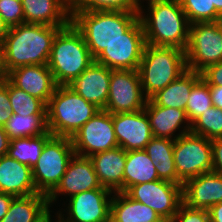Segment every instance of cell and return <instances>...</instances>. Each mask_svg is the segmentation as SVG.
<instances>
[{"label":"cell","instance_id":"obj_1","mask_svg":"<svg viewBox=\"0 0 222 222\" xmlns=\"http://www.w3.org/2000/svg\"><path fill=\"white\" fill-rule=\"evenodd\" d=\"M146 6L147 11L145 8L138 11L146 44L176 47L185 51L189 42L190 23L180 0H153Z\"/></svg>","mask_w":222,"mask_h":222},{"label":"cell","instance_id":"obj_2","mask_svg":"<svg viewBox=\"0 0 222 222\" xmlns=\"http://www.w3.org/2000/svg\"><path fill=\"white\" fill-rule=\"evenodd\" d=\"M61 28L27 23L10 27L2 44L7 72L20 66L48 64L54 37Z\"/></svg>","mask_w":222,"mask_h":222},{"label":"cell","instance_id":"obj_3","mask_svg":"<svg viewBox=\"0 0 222 222\" xmlns=\"http://www.w3.org/2000/svg\"><path fill=\"white\" fill-rule=\"evenodd\" d=\"M71 22L82 33L95 60L110 43L122 37L138 19L139 12L70 10Z\"/></svg>","mask_w":222,"mask_h":222},{"label":"cell","instance_id":"obj_4","mask_svg":"<svg viewBox=\"0 0 222 222\" xmlns=\"http://www.w3.org/2000/svg\"><path fill=\"white\" fill-rule=\"evenodd\" d=\"M93 61L82 33L72 22L57 32L47 64L57 85L70 84Z\"/></svg>","mask_w":222,"mask_h":222},{"label":"cell","instance_id":"obj_5","mask_svg":"<svg viewBox=\"0 0 222 222\" xmlns=\"http://www.w3.org/2000/svg\"><path fill=\"white\" fill-rule=\"evenodd\" d=\"M101 109L68 85H57L47 109V128L53 136L72 137Z\"/></svg>","mask_w":222,"mask_h":222},{"label":"cell","instance_id":"obj_6","mask_svg":"<svg viewBox=\"0 0 222 222\" xmlns=\"http://www.w3.org/2000/svg\"><path fill=\"white\" fill-rule=\"evenodd\" d=\"M186 70L184 50L146 44L138 68L145 97L150 99Z\"/></svg>","mask_w":222,"mask_h":222},{"label":"cell","instance_id":"obj_7","mask_svg":"<svg viewBox=\"0 0 222 222\" xmlns=\"http://www.w3.org/2000/svg\"><path fill=\"white\" fill-rule=\"evenodd\" d=\"M75 151L70 137L52 136L32 168L38 193L48 196L58 185Z\"/></svg>","mask_w":222,"mask_h":222},{"label":"cell","instance_id":"obj_8","mask_svg":"<svg viewBox=\"0 0 222 222\" xmlns=\"http://www.w3.org/2000/svg\"><path fill=\"white\" fill-rule=\"evenodd\" d=\"M173 155L179 185L212 171V143L201 135L188 132L175 139Z\"/></svg>","mask_w":222,"mask_h":222},{"label":"cell","instance_id":"obj_9","mask_svg":"<svg viewBox=\"0 0 222 222\" xmlns=\"http://www.w3.org/2000/svg\"><path fill=\"white\" fill-rule=\"evenodd\" d=\"M185 56L187 69L199 73L222 61V33L216 22L190 24Z\"/></svg>","mask_w":222,"mask_h":222},{"label":"cell","instance_id":"obj_10","mask_svg":"<svg viewBox=\"0 0 222 222\" xmlns=\"http://www.w3.org/2000/svg\"><path fill=\"white\" fill-rule=\"evenodd\" d=\"M145 46L143 26L138 19L121 38L106 46L94 61L112 70H138Z\"/></svg>","mask_w":222,"mask_h":222},{"label":"cell","instance_id":"obj_11","mask_svg":"<svg viewBox=\"0 0 222 222\" xmlns=\"http://www.w3.org/2000/svg\"><path fill=\"white\" fill-rule=\"evenodd\" d=\"M113 193L108 188H96L78 193L67 198L66 202L69 203L64 206V212L61 208L56 213L61 222H110ZM63 213H67V216Z\"/></svg>","mask_w":222,"mask_h":222},{"label":"cell","instance_id":"obj_12","mask_svg":"<svg viewBox=\"0 0 222 222\" xmlns=\"http://www.w3.org/2000/svg\"><path fill=\"white\" fill-rule=\"evenodd\" d=\"M75 154L85 157L118 147L112 114L101 109L72 137Z\"/></svg>","mask_w":222,"mask_h":222},{"label":"cell","instance_id":"obj_13","mask_svg":"<svg viewBox=\"0 0 222 222\" xmlns=\"http://www.w3.org/2000/svg\"><path fill=\"white\" fill-rule=\"evenodd\" d=\"M147 100L138 70H112L109 95L103 110L111 114L135 112L144 109Z\"/></svg>","mask_w":222,"mask_h":222},{"label":"cell","instance_id":"obj_14","mask_svg":"<svg viewBox=\"0 0 222 222\" xmlns=\"http://www.w3.org/2000/svg\"><path fill=\"white\" fill-rule=\"evenodd\" d=\"M130 198L151 207L161 218H170L183 203V185L156 180L131 186L125 192Z\"/></svg>","mask_w":222,"mask_h":222},{"label":"cell","instance_id":"obj_15","mask_svg":"<svg viewBox=\"0 0 222 222\" xmlns=\"http://www.w3.org/2000/svg\"><path fill=\"white\" fill-rule=\"evenodd\" d=\"M102 187L89 157L74 154L56 188L47 196L49 207L61 195L70 198L78 193ZM68 195V196H67Z\"/></svg>","mask_w":222,"mask_h":222},{"label":"cell","instance_id":"obj_16","mask_svg":"<svg viewBox=\"0 0 222 222\" xmlns=\"http://www.w3.org/2000/svg\"><path fill=\"white\" fill-rule=\"evenodd\" d=\"M118 146L125 151L144 150L153 137L145 109L112 114Z\"/></svg>","mask_w":222,"mask_h":222},{"label":"cell","instance_id":"obj_17","mask_svg":"<svg viewBox=\"0 0 222 222\" xmlns=\"http://www.w3.org/2000/svg\"><path fill=\"white\" fill-rule=\"evenodd\" d=\"M7 79L27 94L40 99L46 106L57 87L47 64L17 67L8 72Z\"/></svg>","mask_w":222,"mask_h":222},{"label":"cell","instance_id":"obj_18","mask_svg":"<svg viewBox=\"0 0 222 222\" xmlns=\"http://www.w3.org/2000/svg\"><path fill=\"white\" fill-rule=\"evenodd\" d=\"M112 69L95 61L68 86L86 101L104 109L107 103Z\"/></svg>","mask_w":222,"mask_h":222},{"label":"cell","instance_id":"obj_19","mask_svg":"<svg viewBox=\"0 0 222 222\" xmlns=\"http://www.w3.org/2000/svg\"><path fill=\"white\" fill-rule=\"evenodd\" d=\"M222 202V175L203 173L183 184V203L194 209L208 210Z\"/></svg>","mask_w":222,"mask_h":222},{"label":"cell","instance_id":"obj_20","mask_svg":"<svg viewBox=\"0 0 222 222\" xmlns=\"http://www.w3.org/2000/svg\"><path fill=\"white\" fill-rule=\"evenodd\" d=\"M144 109L154 137L175 140L190 132L191 123L185 110L158 106L150 99L147 100ZM177 130L179 133L176 134Z\"/></svg>","mask_w":222,"mask_h":222},{"label":"cell","instance_id":"obj_21","mask_svg":"<svg viewBox=\"0 0 222 222\" xmlns=\"http://www.w3.org/2000/svg\"><path fill=\"white\" fill-rule=\"evenodd\" d=\"M126 155L127 151L118 146L89 157L102 187L108 188L112 192H124Z\"/></svg>","mask_w":222,"mask_h":222},{"label":"cell","instance_id":"obj_22","mask_svg":"<svg viewBox=\"0 0 222 222\" xmlns=\"http://www.w3.org/2000/svg\"><path fill=\"white\" fill-rule=\"evenodd\" d=\"M24 23L66 27L71 22L68 0H21Z\"/></svg>","mask_w":222,"mask_h":222},{"label":"cell","instance_id":"obj_23","mask_svg":"<svg viewBox=\"0 0 222 222\" xmlns=\"http://www.w3.org/2000/svg\"><path fill=\"white\" fill-rule=\"evenodd\" d=\"M0 192L13 196L38 193L33 180L32 168L9 155L0 157Z\"/></svg>","mask_w":222,"mask_h":222},{"label":"cell","instance_id":"obj_24","mask_svg":"<svg viewBox=\"0 0 222 222\" xmlns=\"http://www.w3.org/2000/svg\"><path fill=\"white\" fill-rule=\"evenodd\" d=\"M201 78V73L187 69L176 80L154 94L150 100L158 106L186 110L192 87Z\"/></svg>","mask_w":222,"mask_h":222},{"label":"cell","instance_id":"obj_25","mask_svg":"<svg viewBox=\"0 0 222 222\" xmlns=\"http://www.w3.org/2000/svg\"><path fill=\"white\" fill-rule=\"evenodd\" d=\"M48 198L41 193L16 196L0 222H39L51 210Z\"/></svg>","mask_w":222,"mask_h":222},{"label":"cell","instance_id":"obj_26","mask_svg":"<svg viewBox=\"0 0 222 222\" xmlns=\"http://www.w3.org/2000/svg\"><path fill=\"white\" fill-rule=\"evenodd\" d=\"M160 215L151 207L130 198L125 192H114L110 222H156Z\"/></svg>","mask_w":222,"mask_h":222},{"label":"cell","instance_id":"obj_27","mask_svg":"<svg viewBox=\"0 0 222 222\" xmlns=\"http://www.w3.org/2000/svg\"><path fill=\"white\" fill-rule=\"evenodd\" d=\"M174 141L153 136L145 146L144 151L156 165V172L160 180L178 184L173 155Z\"/></svg>","mask_w":222,"mask_h":222},{"label":"cell","instance_id":"obj_28","mask_svg":"<svg viewBox=\"0 0 222 222\" xmlns=\"http://www.w3.org/2000/svg\"><path fill=\"white\" fill-rule=\"evenodd\" d=\"M160 180L156 165L144 150L127 151L124 168V192L131 186Z\"/></svg>","mask_w":222,"mask_h":222},{"label":"cell","instance_id":"obj_29","mask_svg":"<svg viewBox=\"0 0 222 222\" xmlns=\"http://www.w3.org/2000/svg\"><path fill=\"white\" fill-rule=\"evenodd\" d=\"M52 136L53 135L47 131L36 137L11 139L7 155L33 168L41 156L45 143Z\"/></svg>","mask_w":222,"mask_h":222},{"label":"cell","instance_id":"obj_30","mask_svg":"<svg viewBox=\"0 0 222 222\" xmlns=\"http://www.w3.org/2000/svg\"><path fill=\"white\" fill-rule=\"evenodd\" d=\"M4 129L10 140L15 138L36 137L48 131L47 116H22L12 113Z\"/></svg>","mask_w":222,"mask_h":222},{"label":"cell","instance_id":"obj_31","mask_svg":"<svg viewBox=\"0 0 222 222\" xmlns=\"http://www.w3.org/2000/svg\"><path fill=\"white\" fill-rule=\"evenodd\" d=\"M8 96L11 103V112L22 115H46L47 106L24 90L14 86L8 80Z\"/></svg>","mask_w":222,"mask_h":222},{"label":"cell","instance_id":"obj_32","mask_svg":"<svg viewBox=\"0 0 222 222\" xmlns=\"http://www.w3.org/2000/svg\"><path fill=\"white\" fill-rule=\"evenodd\" d=\"M190 132L210 140L222 138V109L210 107L191 123Z\"/></svg>","mask_w":222,"mask_h":222},{"label":"cell","instance_id":"obj_33","mask_svg":"<svg viewBox=\"0 0 222 222\" xmlns=\"http://www.w3.org/2000/svg\"><path fill=\"white\" fill-rule=\"evenodd\" d=\"M213 106L210 87L201 78L193 87L186 105V115L190 123Z\"/></svg>","mask_w":222,"mask_h":222},{"label":"cell","instance_id":"obj_34","mask_svg":"<svg viewBox=\"0 0 222 222\" xmlns=\"http://www.w3.org/2000/svg\"><path fill=\"white\" fill-rule=\"evenodd\" d=\"M183 11L190 24L197 22H215L220 15L211 0H180Z\"/></svg>","mask_w":222,"mask_h":222},{"label":"cell","instance_id":"obj_35","mask_svg":"<svg viewBox=\"0 0 222 222\" xmlns=\"http://www.w3.org/2000/svg\"><path fill=\"white\" fill-rule=\"evenodd\" d=\"M70 10L138 12L129 0H71Z\"/></svg>","mask_w":222,"mask_h":222},{"label":"cell","instance_id":"obj_36","mask_svg":"<svg viewBox=\"0 0 222 222\" xmlns=\"http://www.w3.org/2000/svg\"><path fill=\"white\" fill-rule=\"evenodd\" d=\"M0 16L9 27L24 23L21 0H0Z\"/></svg>","mask_w":222,"mask_h":222},{"label":"cell","instance_id":"obj_37","mask_svg":"<svg viewBox=\"0 0 222 222\" xmlns=\"http://www.w3.org/2000/svg\"><path fill=\"white\" fill-rule=\"evenodd\" d=\"M173 222H210L208 210L194 209L182 203L173 216Z\"/></svg>","mask_w":222,"mask_h":222},{"label":"cell","instance_id":"obj_38","mask_svg":"<svg viewBox=\"0 0 222 222\" xmlns=\"http://www.w3.org/2000/svg\"><path fill=\"white\" fill-rule=\"evenodd\" d=\"M11 103L8 96V79L0 81V126H5L11 117Z\"/></svg>","mask_w":222,"mask_h":222},{"label":"cell","instance_id":"obj_39","mask_svg":"<svg viewBox=\"0 0 222 222\" xmlns=\"http://www.w3.org/2000/svg\"><path fill=\"white\" fill-rule=\"evenodd\" d=\"M202 79L209 86H221L222 85V61L208 66L201 72Z\"/></svg>","mask_w":222,"mask_h":222},{"label":"cell","instance_id":"obj_40","mask_svg":"<svg viewBox=\"0 0 222 222\" xmlns=\"http://www.w3.org/2000/svg\"><path fill=\"white\" fill-rule=\"evenodd\" d=\"M212 143V171L222 175V138L211 140Z\"/></svg>","mask_w":222,"mask_h":222},{"label":"cell","instance_id":"obj_41","mask_svg":"<svg viewBox=\"0 0 222 222\" xmlns=\"http://www.w3.org/2000/svg\"><path fill=\"white\" fill-rule=\"evenodd\" d=\"M14 197L15 196H13L11 194L0 192V221L5 216V214L8 212L9 206H10L12 199Z\"/></svg>","mask_w":222,"mask_h":222},{"label":"cell","instance_id":"obj_42","mask_svg":"<svg viewBox=\"0 0 222 222\" xmlns=\"http://www.w3.org/2000/svg\"><path fill=\"white\" fill-rule=\"evenodd\" d=\"M209 87L213 106L222 109V85Z\"/></svg>","mask_w":222,"mask_h":222},{"label":"cell","instance_id":"obj_43","mask_svg":"<svg viewBox=\"0 0 222 222\" xmlns=\"http://www.w3.org/2000/svg\"><path fill=\"white\" fill-rule=\"evenodd\" d=\"M10 138L3 126H0V157L8 153Z\"/></svg>","mask_w":222,"mask_h":222},{"label":"cell","instance_id":"obj_44","mask_svg":"<svg viewBox=\"0 0 222 222\" xmlns=\"http://www.w3.org/2000/svg\"><path fill=\"white\" fill-rule=\"evenodd\" d=\"M210 222H222V202L208 209Z\"/></svg>","mask_w":222,"mask_h":222},{"label":"cell","instance_id":"obj_45","mask_svg":"<svg viewBox=\"0 0 222 222\" xmlns=\"http://www.w3.org/2000/svg\"><path fill=\"white\" fill-rule=\"evenodd\" d=\"M8 72L5 68L4 63V52L2 48V44H0V81H3L5 78H7Z\"/></svg>","mask_w":222,"mask_h":222},{"label":"cell","instance_id":"obj_46","mask_svg":"<svg viewBox=\"0 0 222 222\" xmlns=\"http://www.w3.org/2000/svg\"><path fill=\"white\" fill-rule=\"evenodd\" d=\"M9 26L4 22L3 18L0 16V44H3L4 39L9 31Z\"/></svg>","mask_w":222,"mask_h":222},{"label":"cell","instance_id":"obj_47","mask_svg":"<svg viewBox=\"0 0 222 222\" xmlns=\"http://www.w3.org/2000/svg\"><path fill=\"white\" fill-rule=\"evenodd\" d=\"M52 209L51 211L39 222H52L53 220H56L55 222H61L58 213H55V217H57L56 219H51L52 217H54V215H51L52 213Z\"/></svg>","mask_w":222,"mask_h":222},{"label":"cell","instance_id":"obj_48","mask_svg":"<svg viewBox=\"0 0 222 222\" xmlns=\"http://www.w3.org/2000/svg\"><path fill=\"white\" fill-rule=\"evenodd\" d=\"M130 3L139 11L141 8H144V5H142V2L145 0H129ZM147 3H151L153 0H146Z\"/></svg>","mask_w":222,"mask_h":222},{"label":"cell","instance_id":"obj_49","mask_svg":"<svg viewBox=\"0 0 222 222\" xmlns=\"http://www.w3.org/2000/svg\"><path fill=\"white\" fill-rule=\"evenodd\" d=\"M211 7H215V10L222 14V0H211Z\"/></svg>","mask_w":222,"mask_h":222},{"label":"cell","instance_id":"obj_50","mask_svg":"<svg viewBox=\"0 0 222 222\" xmlns=\"http://www.w3.org/2000/svg\"><path fill=\"white\" fill-rule=\"evenodd\" d=\"M215 22L217 23V25H218L221 33H222V14H220V15L217 17V19H216Z\"/></svg>","mask_w":222,"mask_h":222},{"label":"cell","instance_id":"obj_51","mask_svg":"<svg viewBox=\"0 0 222 222\" xmlns=\"http://www.w3.org/2000/svg\"><path fill=\"white\" fill-rule=\"evenodd\" d=\"M156 222H173V219H170V218H161L159 219L158 221Z\"/></svg>","mask_w":222,"mask_h":222}]
</instances>
